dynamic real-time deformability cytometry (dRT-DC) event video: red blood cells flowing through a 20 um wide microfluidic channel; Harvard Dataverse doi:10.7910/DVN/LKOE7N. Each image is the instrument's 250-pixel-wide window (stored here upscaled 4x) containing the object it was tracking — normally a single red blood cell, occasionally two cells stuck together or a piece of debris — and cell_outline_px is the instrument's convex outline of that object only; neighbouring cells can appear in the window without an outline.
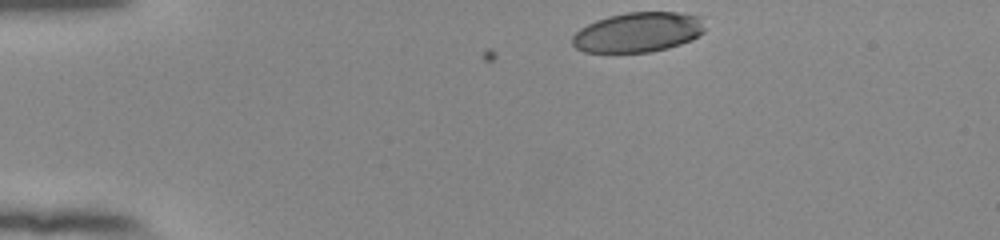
{"species": "human", "species_latin": "Homo sapiens", "temperature_condition": "room temperature", "stored_images_in_passage": 36, "camera_frame_rate_fps": 3000, "um_per_image_px": 0.085, "donor": {"sex": "female"}, "frame": {"image": 1, "passage_image": 1, "time_ms": 0.0, "image_size_px": [1000, 240], "cell_outline_px": [[704, 32], [692, 40], [668, 48], [648, 52], [584, 52], [576, 48], [572, 44], [572, 36], [580, 28], [596, 20], [608, 16], [628, 12], [676, 12], [700, 16], [704, 28]], "centroid_in_image_um": [54.22, 2.74], "position_along_channel_um": 30.8, "area_um2": 30.81}}
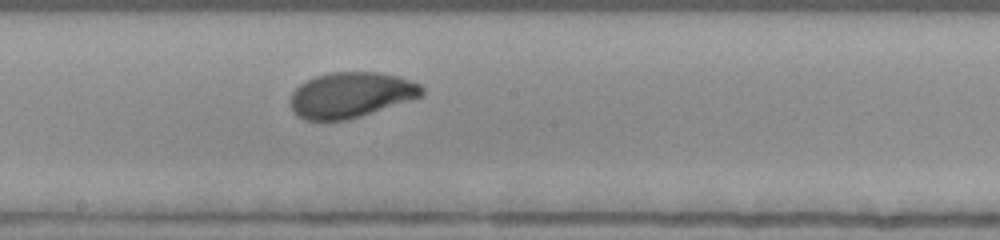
{"frame": {"image": 2, "passage_image": 21, "time_ms": 6.667, "image_size_px": [1000, 240], "cell_outline_px": [[424, 96], [348, 120], [304, 120], [296, 116], [292, 108], [292, 92], [300, 84], [316, 76], [332, 72], [380, 72], [396, 76], [420, 84], [424, 88]], "centroid_in_image_um": [29.85, 8.07], "position_along_channel_um": 218.4, "area_um2": 34.74}}
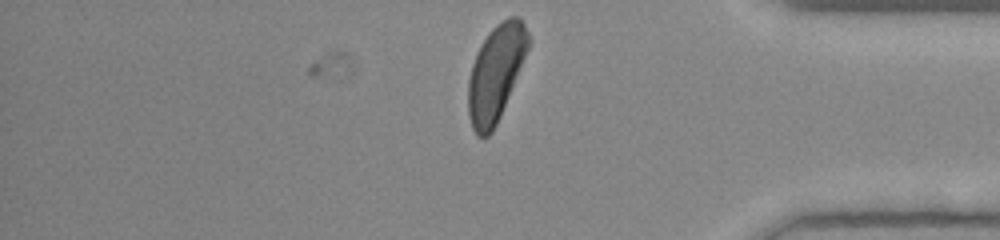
{"frame": {"image": 3, "passage_image": 36, "time_ms": 11.667, "image_size_px": [1000, 240], "cell_outline_px": [[532, 40], [500, 116], [492, 132], [488, 136], [476, 136], [472, 128], [468, 116], [468, 80], [472, 64], [476, 52], [480, 44], [488, 32], [496, 24], [508, 16], [520, 16]], "centroid_in_image_um": [42.13, 6.17], "position_along_channel_um": 393.1, "area_um2": 33.7}, "authors_computed_cell_mechanics": {"area_um2": 34.3043, "velocity_mm_per_s": 3.8684, "shape_relaxation_time_tau1_ms": 2.7584, "shape_relaxation_time_tau2_ms": 1.3472, "deformation_change_tau1": 0.1515, "deformation_change_tau2": 0.0584}}